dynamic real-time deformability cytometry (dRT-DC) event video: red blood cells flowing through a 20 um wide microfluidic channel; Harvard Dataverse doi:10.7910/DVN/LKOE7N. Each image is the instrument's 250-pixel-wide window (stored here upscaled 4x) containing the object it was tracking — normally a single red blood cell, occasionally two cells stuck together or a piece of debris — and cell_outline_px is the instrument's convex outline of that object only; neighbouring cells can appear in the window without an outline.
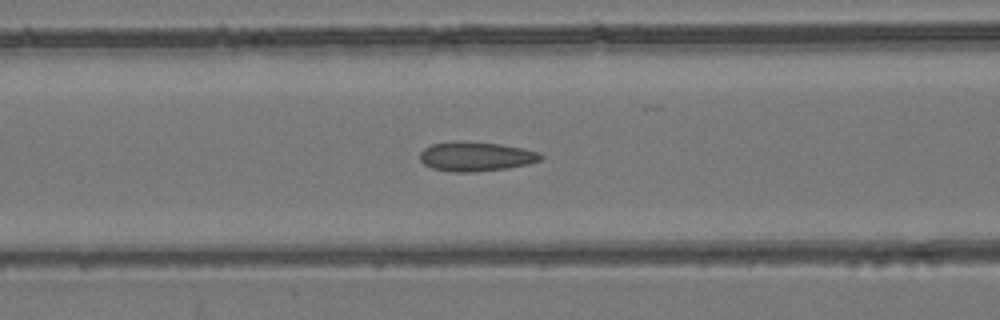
{"species": "common noctule bat (a hibernating species)", "species_latin": "Nyctalus noctula", "temperature_condition": "room temperature", "stored_images_in_passage": 54, "camera_frame_rate_fps": 3000, "um_per_image_px": 0.085, "animal": {"sex": "female", "body_mass_g": 24.6, "forearm_length_mm": 56.2}, "frame": {"image": 1, "passage_image": 23, "time_ms": 7.333, "image_size_px": [1000, 320], "cell_outline_px": [[544, 156], [540, 160], [528, 164], [504, 168], [472, 172], [452, 172], [432, 168], [424, 164], [420, 160], [420, 152], [424, 148], [432, 144], [448, 140], [460, 140], [500, 144], [540, 152]], "centroid_in_image_um": [40.4, 13.28], "position_along_channel_um": 126.2, "area_um2": 20.81}}
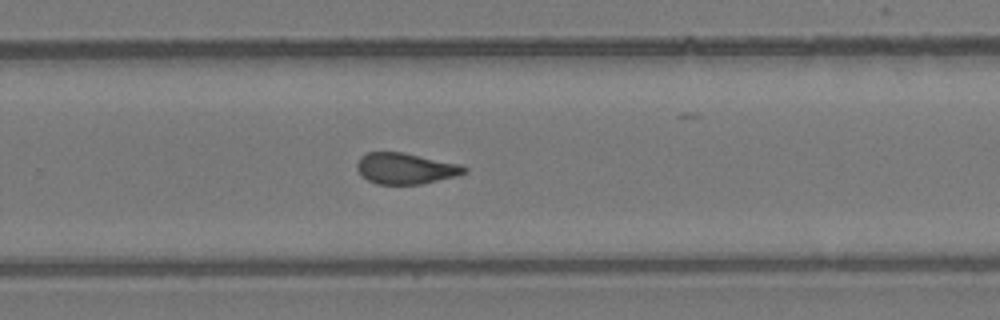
{"frame": {"image": 2, "passage_image": 36, "time_ms": 11.667, "image_size_px": [1000, 320], "cell_outline_px": [[468, 172], [456, 176], [420, 184], [376, 184], [368, 180], [356, 168], [356, 164], [360, 156], [368, 152], [404, 152], [460, 164], [468, 168]], "centroid_in_image_um": [34.48, 14.31], "position_along_channel_um": 295.3, "area_um2": 19.42}}
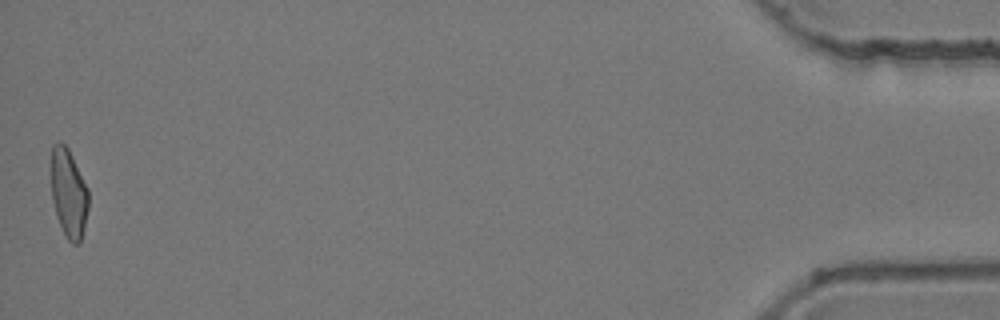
{"frame": {"image": 3, "passage_image": 54, "time_ms": 17.667, "image_size_px": [1000, 320], "cell_outline_px": [[88, 208], [80, 244], [72, 244], [68, 240], [56, 216], [52, 200], [52, 144], [60, 140], [68, 148], [88, 188]], "centroid_in_image_um": [5.84, 16.42], "position_along_channel_um": 429.4, "area_um2": 19.13}, "authors_computed_cell_mechanics": {"area_um2": 20.1433, "velocity_mm_per_s": 3.9196, "shape_relaxation_time_tau1_ms": null, "shape_relaxation_time_tau2_ms": 1.6073, "deformation_change_tau1": null, "deformation_change_tau2": 0.1014}}